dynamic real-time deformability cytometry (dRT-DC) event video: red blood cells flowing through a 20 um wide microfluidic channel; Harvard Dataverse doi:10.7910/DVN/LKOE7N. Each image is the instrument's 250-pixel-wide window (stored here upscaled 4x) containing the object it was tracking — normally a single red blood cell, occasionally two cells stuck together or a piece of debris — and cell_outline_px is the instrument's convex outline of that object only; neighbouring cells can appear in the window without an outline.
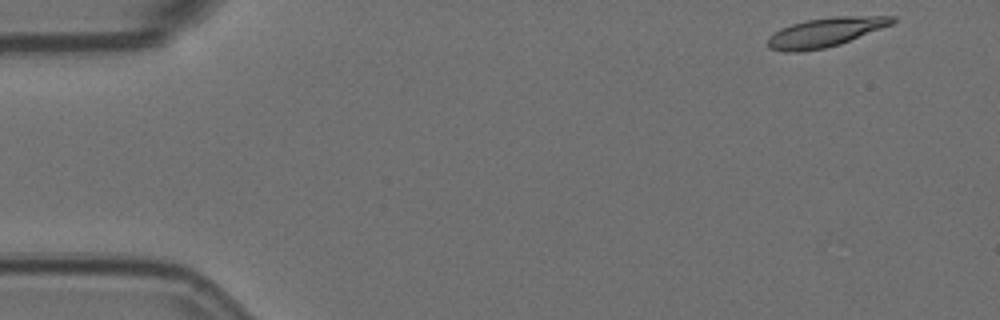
{"species": "Egyptian fruit bat (a non-hibernating species)", "species_latin": "Rousettus aegyptiacus", "temperature_condition": "room temperature", "stored_images_in_passage": 5, "segment_of_instrument_passage": [1, 2], "camera_frame_rate_fps": 3000, "um_per_image_px": 0.085, "animal": {"sex": "female"}, "frame": {"image": 1, "passage_image": 1, "time_ms": 0.0, "image_size_px": [1000, 320], "cell_outline_px": [[896, 20], [892, 24], [840, 44], [824, 48], [796, 52], [784, 52], [768, 48], [768, 36], [780, 28], [792, 24], [808, 20], [832, 16], [896, 16]], "centroid_in_image_um": [70.13, 2.74], "position_along_channel_um": 14.9, "area_um2": 21.04}}
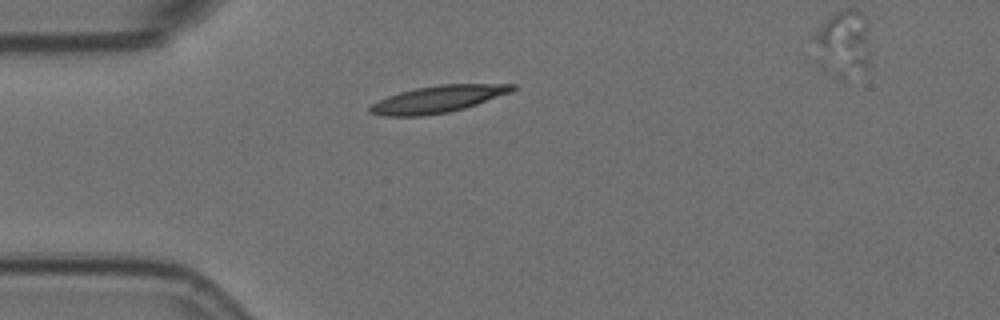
{"frame": {"image": 2, "passage_image": 4, "time_ms": 1.0, "image_size_px": [1000, 320], "cell_outline_px": [[516, 88], [512, 92], [464, 108], [448, 112], [420, 116], [384, 116], [368, 112], [368, 108], [372, 104], [388, 96], [400, 92], [416, 88], [440, 84], [516, 84]], "centroid_in_image_um": [37.22, 8.42], "position_along_channel_um": 47.8, "area_um2": 22.2}}